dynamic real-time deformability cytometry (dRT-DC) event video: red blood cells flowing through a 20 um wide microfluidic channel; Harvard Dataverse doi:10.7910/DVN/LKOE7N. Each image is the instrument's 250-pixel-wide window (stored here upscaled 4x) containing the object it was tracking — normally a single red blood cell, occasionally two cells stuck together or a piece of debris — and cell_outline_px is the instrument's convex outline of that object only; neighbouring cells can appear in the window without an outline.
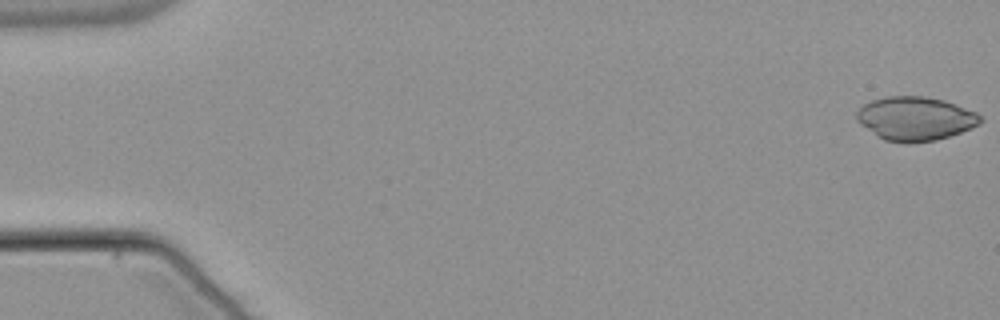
{"species": "common noctule bat (a hibernating species)", "species_latin": "Nyctalus noctula", "temperature_condition": "warm", "stored_images_in_passage": 55, "camera_frame_rate_fps": 3000, "um_per_image_px": 0.085, "animal": {"sex": "male", "body_mass_g": 21.5, "forearm_length_mm": 52.0}, "frame": {"image": 1, "passage_image": 1, "time_ms": 0.0, "image_size_px": [1000, 320], "cell_outline_px": [[984, 120], [980, 124], [972, 128], [936, 140], [884, 140], [876, 136], [860, 124], [856, 120], [856, 112], [864, 104], [872, 100], [888, 96], [924, 96], [944, 100], [956, 104], [976, 112]], "centroid_in_image_um": [77.81, 10.04], "position_along_channel_um": 7.2, "area_um2": 31.04}}
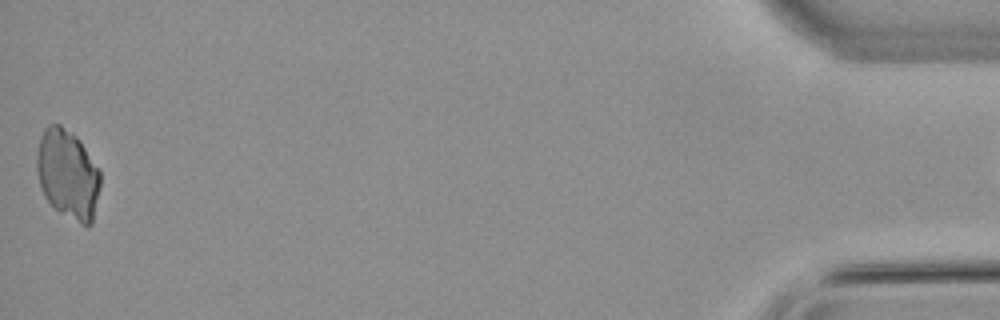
{"frame": {"image": 2, "passage_image": 54, "time_ms": 17.667, "image_size_px": [1000, 320], "cell_outline_px": [[100, 188], [92, 224], [80, 224], [60, 212], [44, 196], [40, 184], [36, 168], [36, 156], [40, 136], [44, 128], [48, 124], [60, 124], [72, 132], [80, 140], [100, 168]], "centroid_in_image_um": [5.77, 14.77], "position_along_channel_um": 429.4, "area_um2": 33.35}}